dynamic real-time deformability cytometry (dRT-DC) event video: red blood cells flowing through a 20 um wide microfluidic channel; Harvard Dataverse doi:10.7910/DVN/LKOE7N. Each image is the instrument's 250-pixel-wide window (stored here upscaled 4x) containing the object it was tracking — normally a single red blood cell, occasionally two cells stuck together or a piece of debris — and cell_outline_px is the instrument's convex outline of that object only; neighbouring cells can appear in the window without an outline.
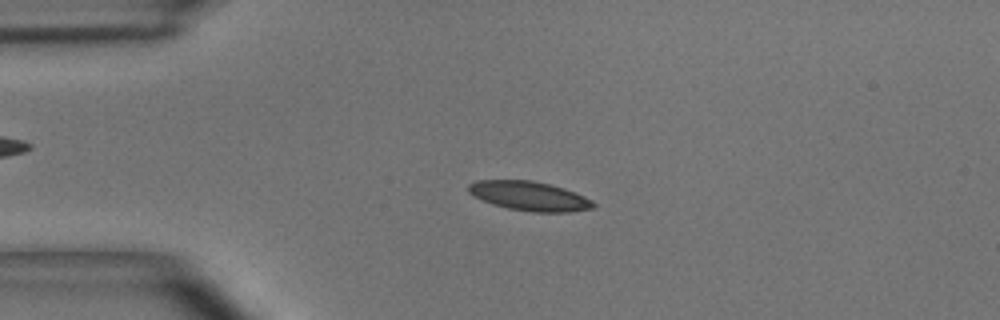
{"species": "common noctule bat (a hibernating species)", "species_latin": "Nyctalus noctula", "temperature_condition": "room temperature", "stored_images_in_passage": 54, "camera_frame_rate_fps": 3000, "um_per_image_px": 0.085, "animal": {"sex": "male", "body_mass_g": 15.6}, "frame": {"image": 1, "passage_image": 12, "time_ms": 3.667, "image_size_px": [1000, 320], "cell_outline_px": [[596, 204], [592, 208], [572, 212], [532, 212], [508, 208], [492, 204], [472, 196], [468, 192], [468, 184], [476, 180], [532, 180], [564, 188], [584, 196], [592, 200]], "centroid_in_image_um": [44.97, 16.66], "position_along_channel_um": 40.0, "area_um2": 21.39}}
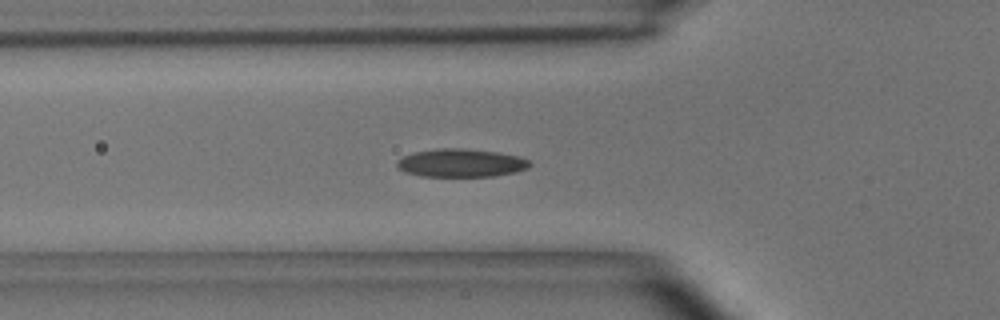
{"frame": {"image": 2, "passage_image": 18, "time_ms": 5.667, "image_size_px": [1000, 320], "cell_outline_px": [[532, 164], [528, 168], [516, 172], [492, 176], [420, 176], [404, 172], [396, 164], [396, 160], [412, 152], [436, 148], [464, 148], [496, 152], [516, 156], [528, 160]], "centroid_in_image_um": [39.15, 13.84], "position_along_channel_um": 86.7, "area_um2": 21.79}}
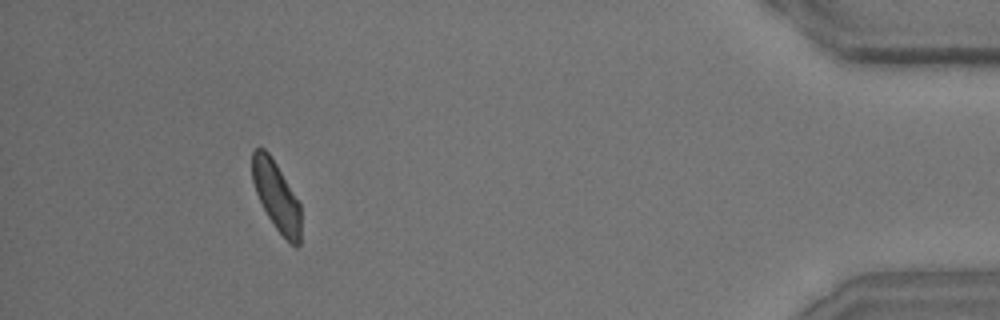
{"frame": {"image": 3, "passage_image": 50, "time_ms": 16.333, "image_size_px": [1000, 320], "cell_outline_px": [[300, 244], [296, 248], [276, 228], [268, 216], [256, 192], [252, 180], [252, 152], [256, 148], [264, 148], [268, 152], [276, 164], [300, 204]], "centroid_in_image_um": [23.48, 16.65], "position_along_channel_um": 411.7, "area_um2": 19.13}, "authors_computed_cell_mechanics": {"area_um2": 20.808, "velocity_mm_per_s": 3.6145, "shape_relaxation_time_tau1_ms": 4.3499, "shape_relaxation_time_tau2_ms": 2.9838, "deformation_change_tau1": 0.1163, "deformation_change_tau2": 0.0807}}